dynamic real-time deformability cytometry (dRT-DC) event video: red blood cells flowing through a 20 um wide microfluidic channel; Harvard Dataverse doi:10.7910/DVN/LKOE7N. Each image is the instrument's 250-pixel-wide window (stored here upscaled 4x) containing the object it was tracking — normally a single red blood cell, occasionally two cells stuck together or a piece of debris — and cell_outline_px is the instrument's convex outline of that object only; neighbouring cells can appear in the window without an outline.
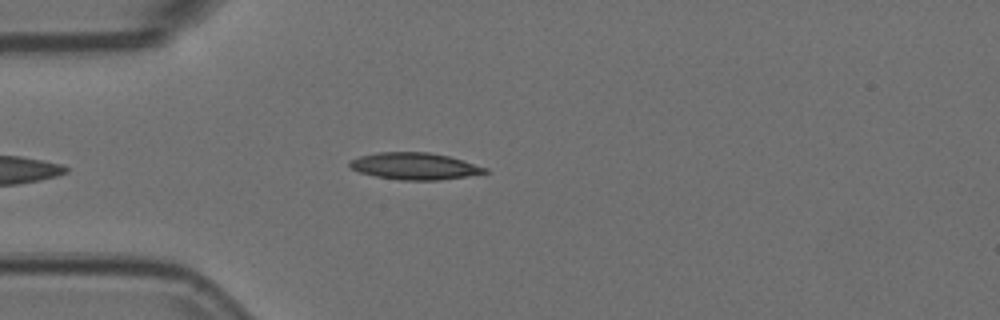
{"species": "Egyptian fruit bat (a non-hibernating species)", "species_latin": "Rousettus aegyptiacus", "temperature_condition": "room temperature", "stored_images_in_passage": 28, "camera_frame_rate_fps": 3000, "um_per_image_px": 0.085, "animal": {"sex": "female"}, "frame": {"image": 1, "passage_image": 4, "time_ms": 1.0, "image_size_px": [1000, 320], "cell_outline_px": [[488, 172], [468, 176], [440, 180], [400, 180], [376, 176], [360, 172], [352, 168], [348, 164], [352, 160], [360, 156], [376, 152], [428, 152], [448, 156], [488, 168]], "centroid_in_image_um": [35.25, 14.12], "position_along_channel_um": 49.7, "area_um2": 20.98}}
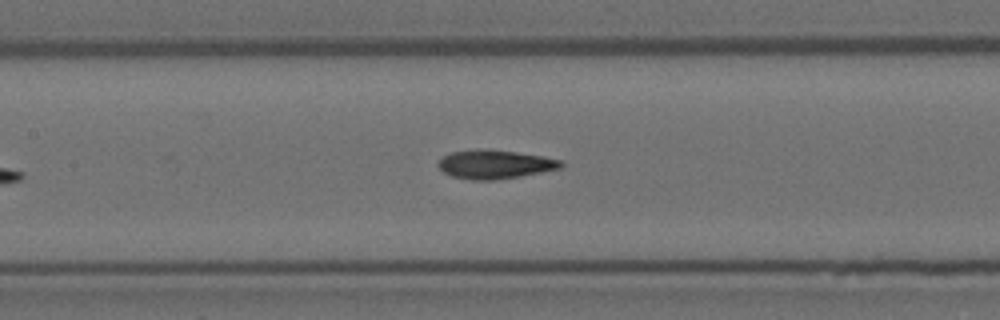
{"frame": {"image": 2, "passage_image": 14, "time_ms": 4.333, "image_size_px": [1000, 320], "cell_outline_px": [[564, 164], [560, 168], [520, 176], [496, 180], [472, 180], [452, 176], [444, 172], [436, 164], [444, 156], [452, 152], [516, 152], [540, 156], [560, 160]], "centroid_in_image_um": [42.08, 14.02], "position_along_channel_um": 165.3, "area_um2": 19.42}}
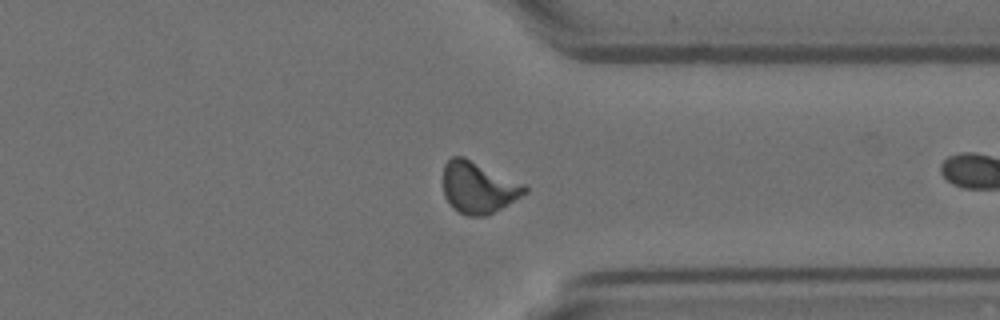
{"frame": {"image": 3, "passage_image": 27, "time_ms": 8.667, "image_size_px": [1000, 320], "cell_outline_px": [[528, 192], [488, 216], [468, 216], [452, 208], [444, 196], [444, 164], [452, 156], [464, 156], [524, 184], [528, 188]], "centroid_in_image_um": [40.65, 15.94], "position_along_channel_um": 370.7, "area_um2": 24.51}}